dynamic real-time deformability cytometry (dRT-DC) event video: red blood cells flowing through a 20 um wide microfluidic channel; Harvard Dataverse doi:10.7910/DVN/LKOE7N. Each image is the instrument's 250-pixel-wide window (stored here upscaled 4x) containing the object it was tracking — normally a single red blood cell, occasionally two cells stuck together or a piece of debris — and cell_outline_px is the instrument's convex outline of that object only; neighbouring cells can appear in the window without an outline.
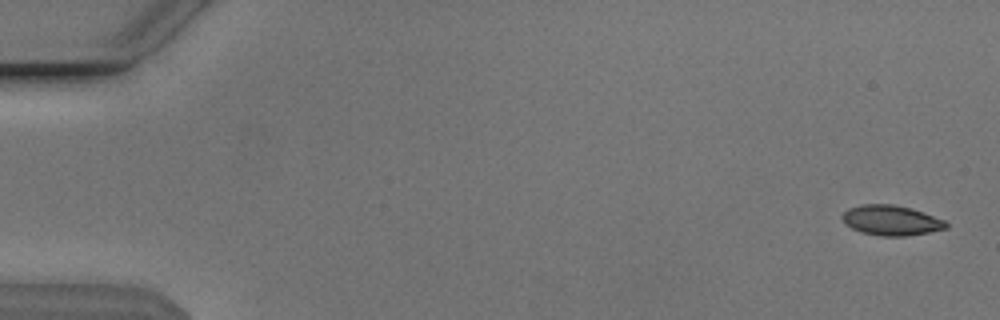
{"species": "Egyptian fruit bat (a non-hibernating species)", "species_latin": "Rousettus aegyptiacus", "temperature_condition": "cold", "stored_images_in_passage": 11, "camera_frame_rate_fps": 3000, "um_per_image_px": 0.085, "animal": {"sex": "male"}, "frame": {"image": 1, "passage_image": 1, "time_ms": 0.0, "image_size_px": [1000, 320], "cell_outline_px": [[948, 228], [928, 232], [904, 236], [880, 236], [860, 232], [852, 228], [840, 216], [848, 208], [860, 204], [892, 204], [912, 208], [944, 220], [948, 224]], "centroid_in_image_um": [75.74, 18.72], "position_along_channel_um": 9.3, "area_um2": 18.15}}